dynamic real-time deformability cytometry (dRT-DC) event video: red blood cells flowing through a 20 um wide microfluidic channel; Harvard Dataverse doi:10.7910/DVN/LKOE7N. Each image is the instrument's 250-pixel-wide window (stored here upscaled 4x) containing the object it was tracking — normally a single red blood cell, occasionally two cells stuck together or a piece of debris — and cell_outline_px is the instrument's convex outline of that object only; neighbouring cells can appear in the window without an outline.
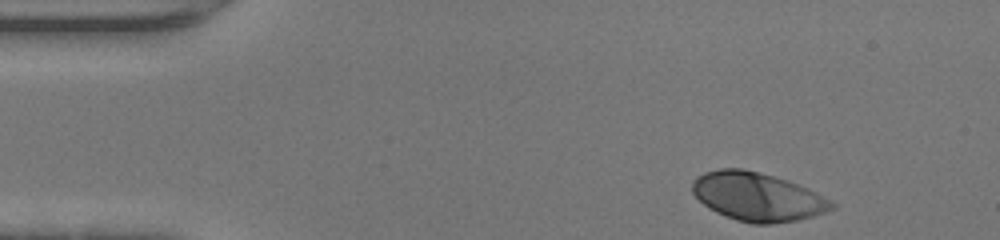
{"species": "human", "species_latin": "Homo sapiens", "temperature_condition": "warm", "stored_images_in_passage": 33, "camera_frame_rate_fps": 3000, "um_per_image_px": 0.085, "donor": {"sex": "female"}, "frame": {"image": 1, "passage_image": 1, "time_ms": 0.0, "image_size_px": [1000, 240], "cell_outline_px": [[836, 208], [812, 216], [796, 220], [768, 224], [752, 224], [736, 220], [716, 212], [708, 208], [692, 192], [692, 180], [704, 172], [720, 168], [740, 168], [788, 180], [808, 188], [832, 200], [836, 204]], "centroid_in_image_um": [64.39, 16.72], "position_along_channel_um": 20.6, "area_um2": 39.3}}
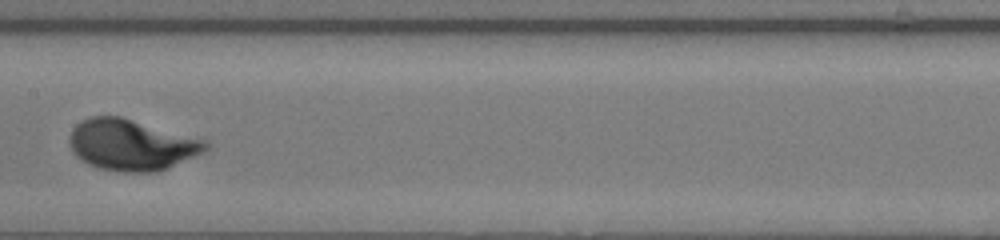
{"frame": {"image": 2, "passage_image": 19, "time_ms": 6.0, "image_size_px": [1000, 240], "cell_outline_px": [[212, 144], [204, 152], [156, 172], [120, 172], [100, 168], [88, 164], [76, 156], [72, 152], [68, 144], [68, 136], [72, 128], [76, 124], [92, 116], [120, 116], [208, 140]], "centroid_in_image_um": [11.17, 12.3], "position_along_channel_um": 196.2, "area_um2": 40.75}}
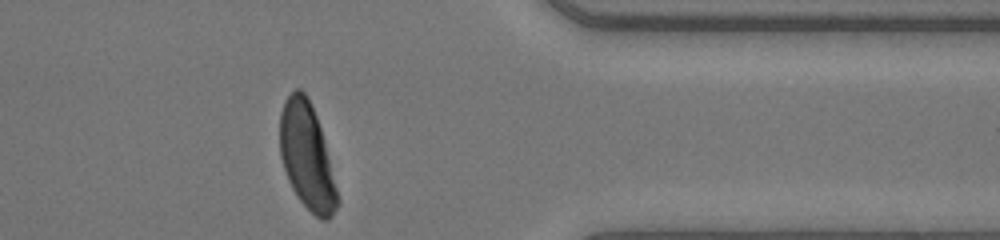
{"frame": {"image": 3, "passage_image": 33, "time_ms": 10.667, "image_size_px": [1000, 240], "cell_outline_px": [[340, 204], [332, 216], [328, 220], [320, 220], [296, 196], [288, 180], [280, 156], [280, 112], [284, 100], [296, 88], [300, 88], [304, 92], [316, 116], [320, 128], [340, 200]], "centroid_in_image_um": [26.08, 13.33], "position_along_channel_um": 385.3, "area_um2": 35.2}, "authors_computed_cell_mechanics": {"area_um2": 38.2636, "velocity_mm_per_s": 4.4032, "shape_relaxation_time_tau1_ms": 2.1568, "shape_relaxation_time_tau2_ms": null, "deformation_change_tau1": 0.1927, "deformation_change_tau2": null}}